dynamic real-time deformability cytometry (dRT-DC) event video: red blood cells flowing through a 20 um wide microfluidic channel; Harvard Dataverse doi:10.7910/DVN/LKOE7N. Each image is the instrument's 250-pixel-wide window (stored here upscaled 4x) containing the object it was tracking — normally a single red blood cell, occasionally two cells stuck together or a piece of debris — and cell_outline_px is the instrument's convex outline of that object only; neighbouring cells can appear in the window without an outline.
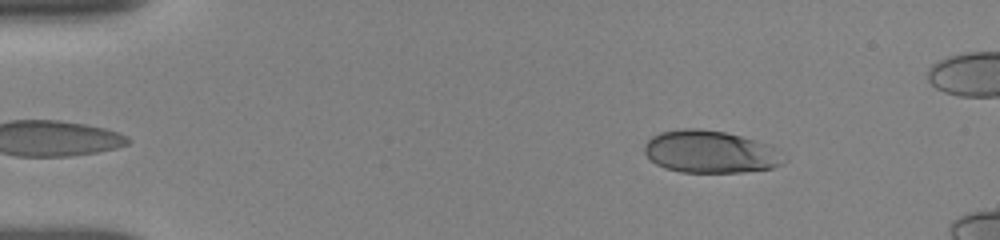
{"species": "human", "species_latin": "Homo sapiens", "temperature_condition": "room temperature", "stored_images_in_passage": 30, "camera_frame_rate_fps": 3000, "um_per_image_px": 0.085, "donor": {"sex": "female"}, "frame": {"image": 1, "passage_image": 1, "time_ms": 0.0, "image_size_px": [1000, 240], "cell_outline_px": [[788, 160], [772, 168], [744, 172], [680, 172], [664, 168], [656, 164], [644, 152], [644, 144], [652, 136], [660, 132], [684, 128], [700, 128], [724, 132], [772, 144]], "centroid_in_image_um": [60.39, 12.9], "position_along_channel_um": 24.6, "area_um2": 34.68}}
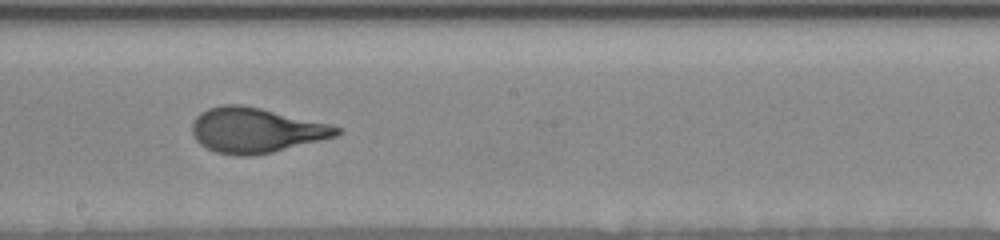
{"frame": {"image": 2, "passage_image": 14, "time_ms": 7.333, "image_size_px": [1000, 240], "cell_outline_px": [[340, 132], [336, 136], [272, 152], [252, 156], [236, 156], [216, 152], [200, 144], [196, 140], [192, 132], [192, 124], [196, 116], [200, 112], [208, 108], [224, 104], [240, 104], [260, 108], [328, 124], [340, 128]], "centroid_in_image_um": [21.68, 11.07], "position_along_channel_um": 226.5, "area_um2": 37.51}}
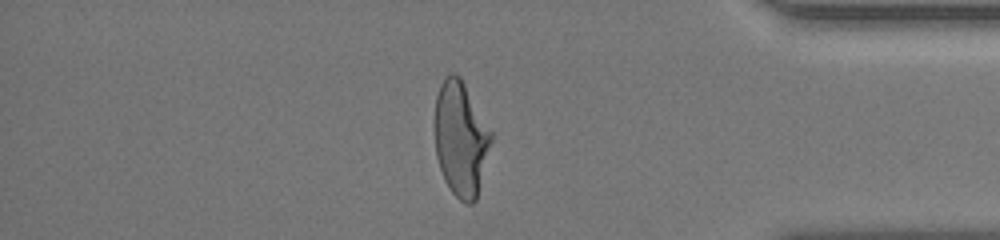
{"frame": {"image": 3, "passage_image": 25, "time_ms": 12.333, "image_size_px": [1000, 240], "cell_outline_px": [[492, 140], [476, 200], [472, 204], [468, 204], [460, 200], [452, 192], [444, 180], [436, 156], [436, 96], [440, 84], [452, 72], [456, 72], [460, 76], [492, 132]], "centroid_in_image_um": [39.18, 11.8], "position_along_channel_um": 396.0, "area_um2": 37.22}, "authors_computed_cell_mechanics": {"area_um2": 37.3677, "velocity_mm_per_s": 3.8468, "shape_relaxation_time_tau1_ms": 3.3885, "shape_relaxation_time_tau2_ms": null, "deformation_change_tau1": 0.1729, "deformation_change_tau2": null}}